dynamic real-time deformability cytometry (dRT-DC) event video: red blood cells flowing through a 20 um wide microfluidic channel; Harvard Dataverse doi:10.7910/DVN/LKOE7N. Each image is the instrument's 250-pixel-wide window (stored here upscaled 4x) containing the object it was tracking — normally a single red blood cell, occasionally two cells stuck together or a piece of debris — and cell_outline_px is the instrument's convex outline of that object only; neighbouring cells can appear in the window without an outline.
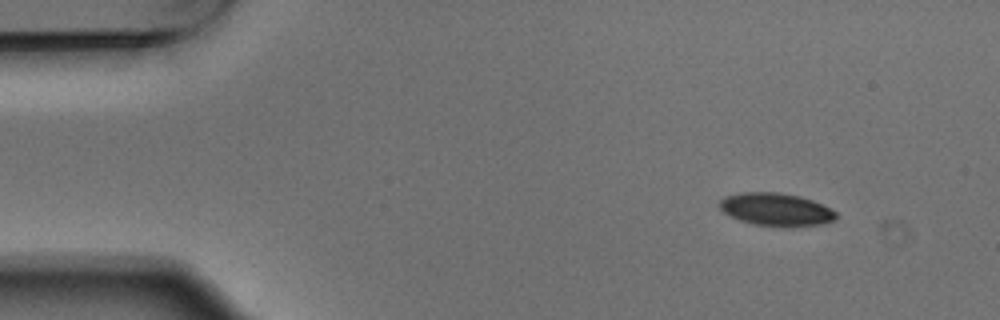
{"species": "Egyptian fruit bat (a non-hibernating species)", "species_latin": "Rousettus aegyptiacus", "temperature_condition": "warm", "stored_images_in_passage": 6, "camera_frame_rate_fps": 3000, "um_per_image_px": 0.085, "animal": {"sex": "male"}, "frame": {"image": 1, "passage_image": 1, "time_ms": 0.0, "image_size_px": [1000, 320], "cell_outline_px": [[836, 220], [824, 224], [792, 228], [784, 228], [756, 224], [740, 220], [724, 212], [720, 208], [720, 200], [724, 196], [740, 192], [780, 192], [800, 196], [812, 200], [836, 212]], "centroid_in_image_um": [65.99, 17.82], "position_along_channel_um": 19.0, "area_um2": 22.54}}
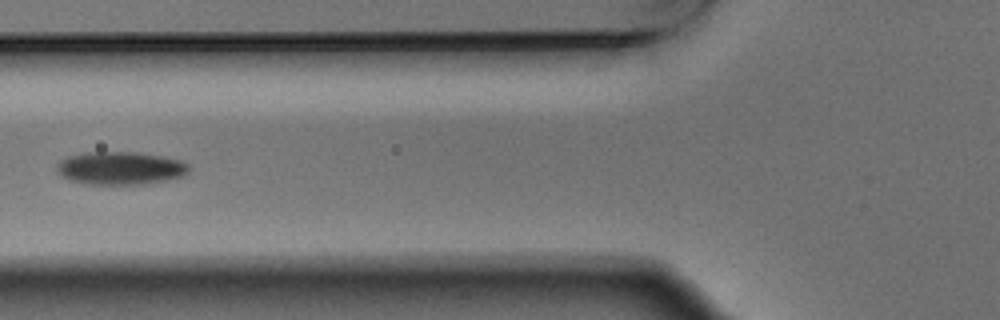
{"frame": {"image": 2, "passage_image": 5, "time_ms": 1.333, "image_size_px": [1000, 320], "cell_outline_px": [[188, 172], [184, 176], [168, 180], [144, 184], [84, 184], [68, 180], [56, 172], [56, 164], [60, 160], [68, 156], [88, 152], [136, 152], [160, 156], [180, 160], [188, 164]], "centroid_in_image_um": [10.19, 14.3], "position_along_channel_um": 115.6, "area_um2": 25.55}}
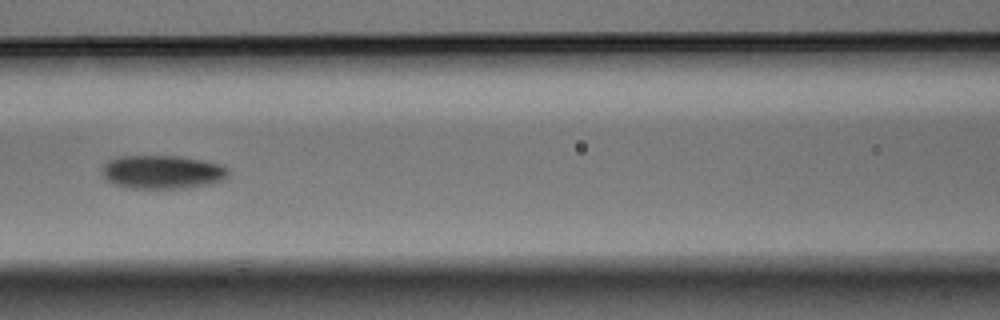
{"frame": {"image": 3, "passage_image": 6, "time_ms": 1.667, "image_size_px": [1000, 320], "cell_outline_px": [[228, 176], [224, 180], [212, 184], [188, 188], [132, 188], [116, 184], [108, 180], [104, 176], [104, 164], [108, 160], [116, 156], [176, 156], [224, 164], [228, 168]], "centroid_in_image_um": [13.87, 14.62], "position_along_channel_um": 152.7, "area_um2": 24.68}}